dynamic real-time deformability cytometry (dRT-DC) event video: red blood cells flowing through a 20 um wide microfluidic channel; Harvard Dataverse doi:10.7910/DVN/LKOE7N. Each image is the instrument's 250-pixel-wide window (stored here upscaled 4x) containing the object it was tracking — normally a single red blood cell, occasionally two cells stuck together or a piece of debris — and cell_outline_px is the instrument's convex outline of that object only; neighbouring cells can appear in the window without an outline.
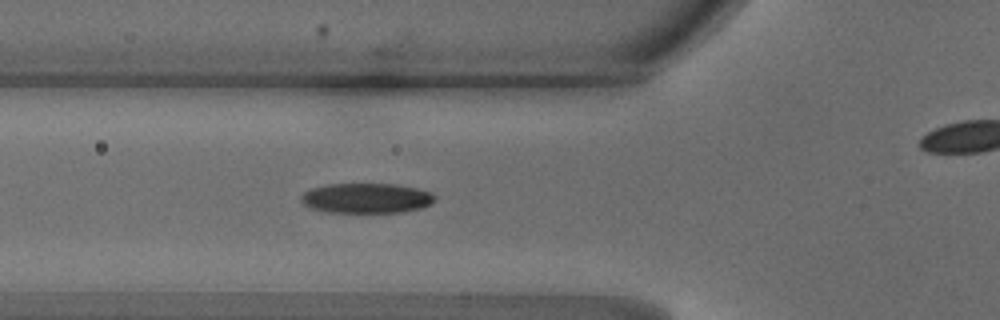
{"species": "common noctule bat (a hibernating species)", "species_latin": "Nyctalus noctula", "temperature_condition": "warm", "stored_images_in_passage": 35, "camera_frame_rate_fps": 3000, "um_per_image_px": 0.085, "animal": {"sex": "male", "body_mass_g": 18.8}, "frame": {"image": 1, "passage_image": 6, "time_ms": 1.667, "image_size_px": [1000, 320], "cell_outline_px": [[436, 200], [432, 204], [420, 208], [400, 212], [328, 212], [312, 208], [304, 204], [300, 200], [300, 196], [304, 192], [312, 188], [328, 184], [396, 184], [416, 188], [432, 192], [436, 196]], "centroid_in_image_um": [31.17, 16.84], "position_along_channel_um": 94.6, "area_um2": 23.41}}
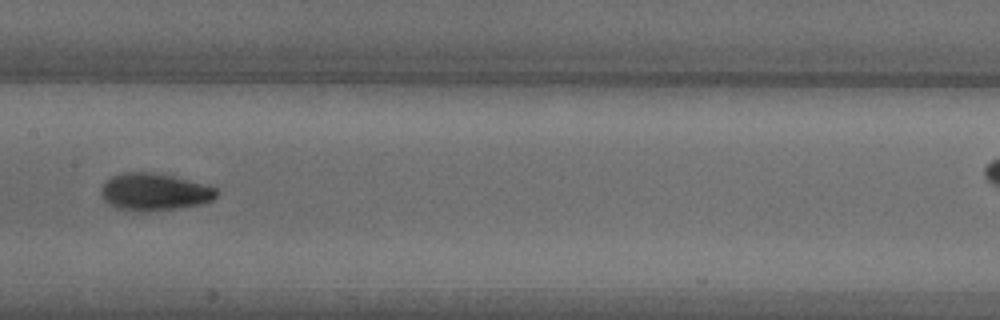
{"frame": {"image": 2, "passage_image": 13, "time_ms": 4.0, "image_size_px": [1000, 320], "cell_outline_px": [[216, 196], [212, 200], [200, 204], [176, 208], [144, 212], [140, 212], [116, 208], [108, 204], [104, 200], [100, 192], [104, 184], [112, 176], [124, 172], [152, 172], [172, 176], [188, 180], [216, 188]], "centroid_in_image_um": [13.07, 16.32], "position_along_channel_um": 194.3, "area_um2": 24.8}}
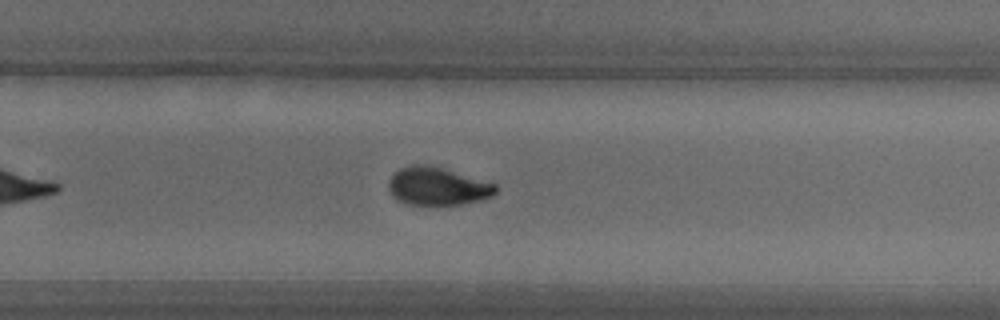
{"frame": {"image": 3, "passage_image": 20, "time_ms": 6.333, "image_size_px": [1000, 320], "cell_outline_px": [[496, 192], [492, 196], [480, 200], [464, 204], [408, 204], [396, 200], [392, 196], [388, 188], [388, 180], [392, 172], [400, 168], [412, 164], [428, 164], [496, 184]], "centroid_in_image_um": [37.12, 15.82], "position_along_channel_um": 292.7, "area_um2": 23.7}, "authors_computed_cell_mechanics": {"area_um2": 24.0448, "velocity_mm_per_s": 4.227, "shape_relaxation_time_tau1_ms": 2.0854, "shape_relaxation_time_tau2_ms": 1.3847, "deformation_change_tau1": 0.1471, "deformation_change_tau2": 0.0582}}